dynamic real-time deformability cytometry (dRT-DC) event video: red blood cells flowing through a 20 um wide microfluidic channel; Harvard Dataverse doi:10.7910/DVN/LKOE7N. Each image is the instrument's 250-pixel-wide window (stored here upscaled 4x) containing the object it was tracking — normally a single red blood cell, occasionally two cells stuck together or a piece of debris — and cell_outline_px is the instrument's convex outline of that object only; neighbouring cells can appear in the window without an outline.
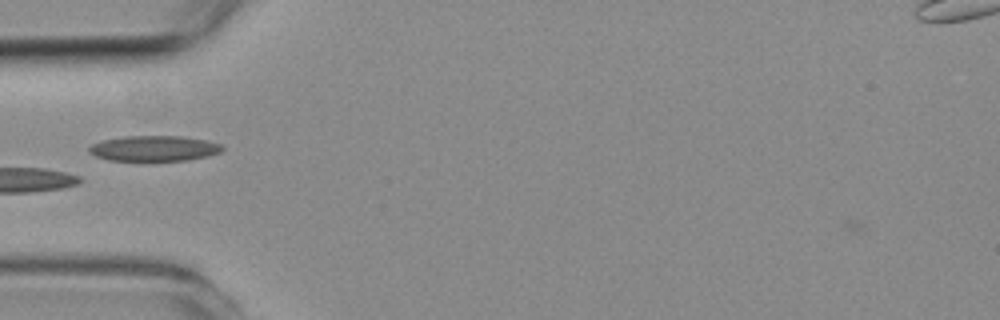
{"species": "common noctule bat (a hibernating species)", "species_latin": "Nyctalus noctula", "temperature_condition": "room temperature", "stored_images_in_passage": 3, "camera_frame_rate_fps": 3000, "um_per_image_px": 0.085, "animal": {"sex": "female", "body_mass_g": 19.3, "forearm_length_mm": 54.1}, "frame": {"image": 1, "passage_image": 2, "time_ms": 1.333, "image_size_px": [1000, 320], "cell_outline_px": [[224, 148], [220, 152], [208, 156], [188, 160], [108, 160], [96, 156], [88, 152], [88, 148], [92, 144], [100, 140], [124, 136], [180, 136], [204, 140], [220, 144]], "centroid_in_image_um": [13.06, 12.61], "position_along_channel_um": 71.9, "area_um2": 19.65}}
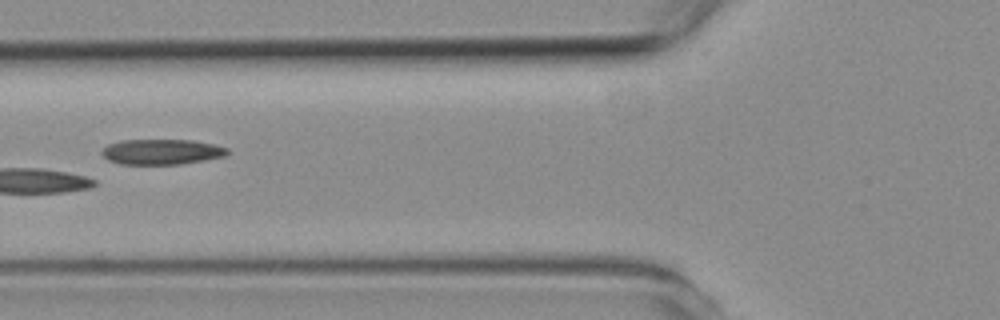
{"frame": {"image": 2, "passage_image": 3, "time_ms": 2.333, "image_size_px": [1000, 320], "cell_outline_px": [[228, 152], [224, 156], [180, 164], [120, 164], [108, 160], [100, 152], [108, 144], [120, 140], [192, 140], [212, 144], [228, 148]], "centroid_in_image_um": [13.7, 12.9], "position_along_channel_um": 112.1, "area_um2": 18.38}}